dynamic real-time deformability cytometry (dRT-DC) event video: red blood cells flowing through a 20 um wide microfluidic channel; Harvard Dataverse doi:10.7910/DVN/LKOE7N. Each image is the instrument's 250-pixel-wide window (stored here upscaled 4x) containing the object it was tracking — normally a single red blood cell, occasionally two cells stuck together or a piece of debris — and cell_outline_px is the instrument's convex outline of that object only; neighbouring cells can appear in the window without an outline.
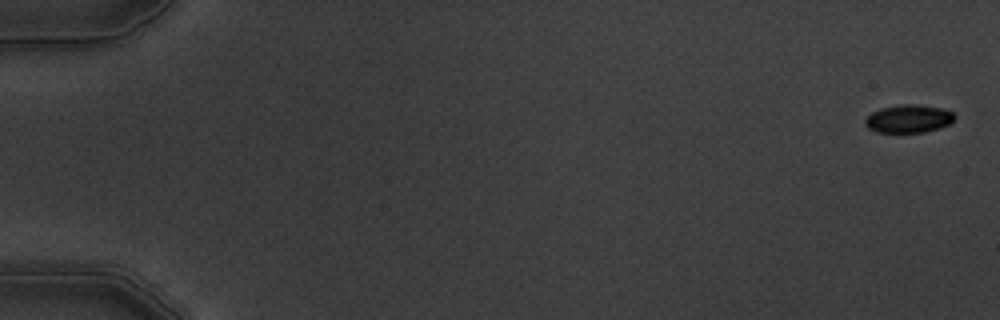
{"species": "common noctule bat (a hibernating species)", "species_latin": "Nyctalus noctula", "temperature_condition": "warm", "stored_images_in_passage": 4, "camera_frame_rate_fps": 3000, "um_per_image_px": 0.085, "animal": {"sex": "male", "body_mass_g": 19.5, "forearm_length_mm": 54.6}, "frame": {"image": 1, "passage_image": 1, "time_ms": 0.0, "image_size_px": [1000, 320], "cell_outline_px": [[956, 116], [948, 124], [940, 128], [924, 132], [876, 132], [868, 128], [864, 124], [864, 120], [872, 112], [880, 108], [900, 104], [916, 104], [944, 108], [952, 112]], "centroid_in_image_um": [77.22, 10.08], "position_along_channel_um": 7.8, "area_um2": 14.68}}